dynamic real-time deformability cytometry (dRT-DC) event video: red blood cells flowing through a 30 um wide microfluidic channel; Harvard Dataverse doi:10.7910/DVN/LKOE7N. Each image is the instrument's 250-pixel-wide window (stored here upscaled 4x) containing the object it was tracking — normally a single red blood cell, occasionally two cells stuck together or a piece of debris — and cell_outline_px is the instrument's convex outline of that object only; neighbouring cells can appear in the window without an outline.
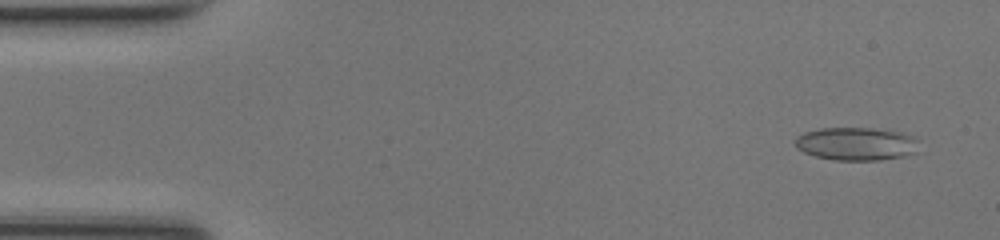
{"species": "common noctule bat (a hibernating species)", "species_latin": "Nyctalus noctula", "temperature_condition": "room temperature", "stored_images_in_passage": 49, "camera_frame_rate_fps": 3000, "um_per_image_px": 0.085, "animal": {"sex": "female", "body_mass_g": 17.0, "forearm_length_mm": 48.0}, "frame": {"image": 1, "passage_image": 3, "time_ms": 0.667, "image_size_px": [1000, 240], "cell_outline_px": [[916, 152], [904, 156], [880, 160], [832, 160], [816, 156], [804, 152], [796, 148], [796, 136], [804, 132], [820, 128], [872, 128], [900, 132], [912, 136], [916, 140]], "centroid_in_image_um": [72.74, 12.22], "position_along_channel_um": 12.3, "area_um2": 23.76}}
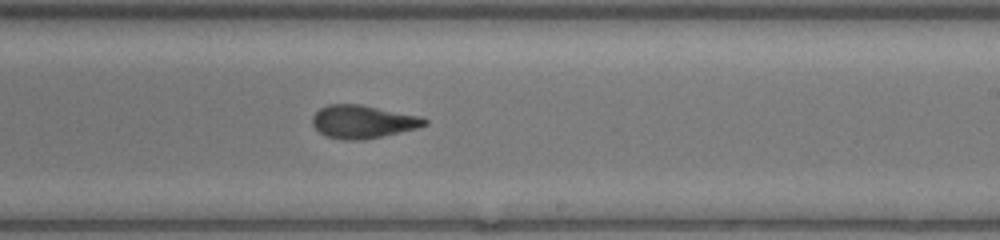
{"frame": {"image": 2, "passage_image": 29, "time_ms": 9.333, "image_size_px": [1000, 240], "cell_outline_px": [[428, 124], [416, 128], [400, 132], [364, 140], [340, 140], [324, 136], [312, 124], [312, 116], [320, 108], [328, 104], [360, 104], [420, 116], [428, 120]], "centroid_in_image_um": [30.81, 10.35], "position_along_channel_um": 258.2, "area_um2": 21.68}}
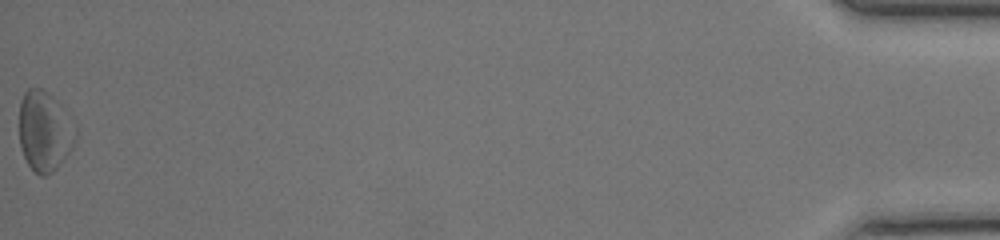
{"frame": {"image": 3, "passage_image": 49, "time_ms": 16.0, "image_size_px": [1000, 240], "cell_outline_px": [[76, 140], [72, 148], [60, 164], [52, 172], [44, 176], [40, 176], [28, 164], [24, 156], [20, 144], [20, 100], [24, 92], [28, 88], [40, 88], [52, 96], [60, 104], [76, 124]], "centroid_in_image_um": [3.81, 11.14], "position_along_channel_um": 431.4, "area_um2": 26.3}, "authors_computed_cell_mechanics": {"area_um2": 21.7906, "velocity_mm_per_s": 4.2413, "shape_relaxation_time_tau1_ms": 3.9736, "shape_relaxation_time_tau2_ms": 2.4131, "deformation_change_tau1": 0.1434, "deformation_change_tau2": 0.0878}}